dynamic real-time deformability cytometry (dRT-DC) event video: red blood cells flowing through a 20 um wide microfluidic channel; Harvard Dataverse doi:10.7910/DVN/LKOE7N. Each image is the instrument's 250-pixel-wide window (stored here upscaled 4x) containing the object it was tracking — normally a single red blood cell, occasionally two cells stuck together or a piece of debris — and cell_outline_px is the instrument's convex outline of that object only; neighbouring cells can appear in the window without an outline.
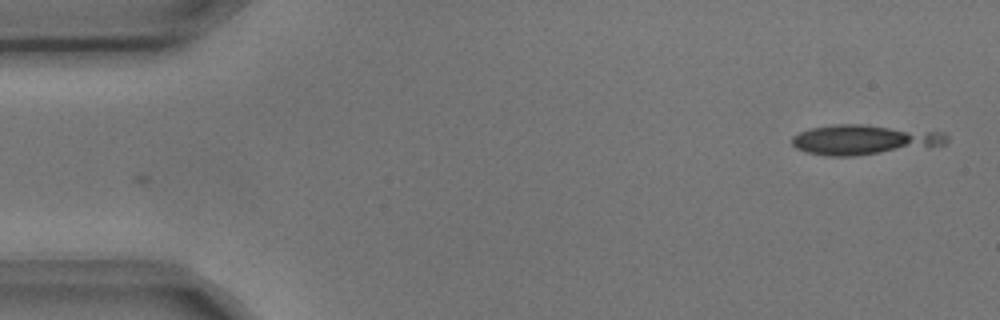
{"species": "common noctule bat (a hibernating species)", "species_latin": "Nyctalus noctula", "temperature_condition": "cold", "stored_images_in_passage": 3, "camera_frame_rate_fps": 3000, "um_per_image_px": 0.085, "animal": {"sex": "male", "body_mass_g": 17.9, "forearm_length_mm": 54.2}, "frame": {"image": 1, "passage_image": 3, "time_ms": 0.667, "image_size_px": [1000, 320], "cell_outline_px": [[948, 140], [944, 144], [852, 156], [828, 156], [804, 152], [796, 148], [792, 144], [792, 136], [800, 132], [812, 128], [836, 124], [864, 124], [948, 132]], "centroid_in_image_um": [73.43, 11.86], "position_along_channel_um": 11.6, "area_um2": 26.82}}